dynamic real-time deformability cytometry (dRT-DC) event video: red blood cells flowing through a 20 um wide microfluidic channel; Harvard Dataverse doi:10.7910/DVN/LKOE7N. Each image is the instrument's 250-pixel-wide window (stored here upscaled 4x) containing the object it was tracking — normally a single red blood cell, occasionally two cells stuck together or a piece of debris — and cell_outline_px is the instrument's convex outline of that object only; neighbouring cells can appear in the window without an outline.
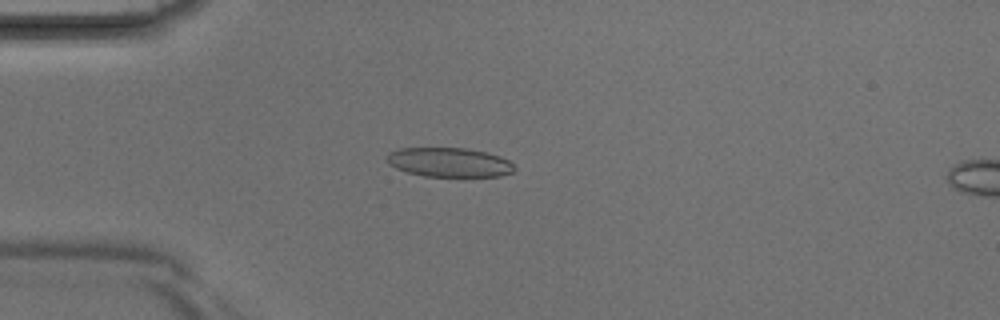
{"species": "Egyptian fruit bat (a non-hibernating species)", "species_latin": "Rousettus aegyptiacus", "temperature_condition": "room temperature", "stored_images_in_passage": 4, "camera_frame_rate_fps": 3000, "um_per_image_px": 0.085, "animal": {"sex": "male"}, "frame": {"image": 1, "passage_image": 3, "time_ms": 0.667, "image_size_px": [1000, 320], "cell_outline_px": [[516, 168], [512, 172], [500, 176], [424, 176], [408, 172], [396, 168], [388, 164], [384, 156], [388, 152], [400, 148], [468, 148], [488, 152], [500, 156], [508, 160]], "centroid_in_image_um": [38.16, 13.78], "position_along_channel_um": 46.8, "area_um2": 21.91}}